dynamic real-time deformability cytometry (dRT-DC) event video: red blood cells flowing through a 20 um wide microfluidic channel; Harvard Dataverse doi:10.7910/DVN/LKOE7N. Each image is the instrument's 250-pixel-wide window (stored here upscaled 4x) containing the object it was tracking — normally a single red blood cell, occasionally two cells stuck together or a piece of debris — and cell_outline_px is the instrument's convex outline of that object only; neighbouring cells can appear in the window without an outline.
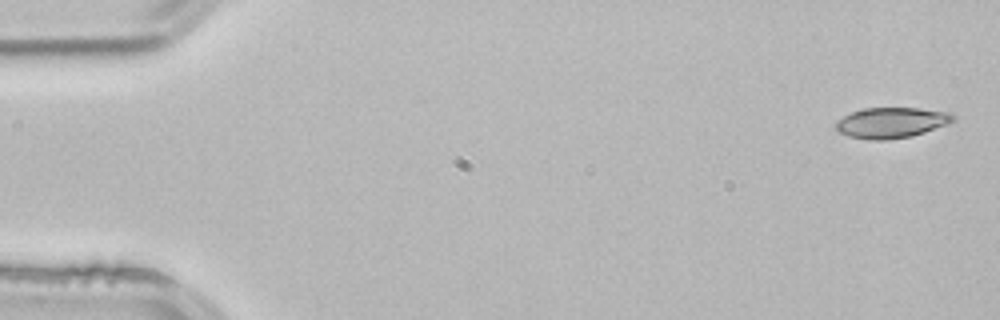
{"species": "common noctule bat (a hibernating species)", "species_latin": "Nyctalus noctula", "temperature_condition": "room temperature", "stored_images_in_passage": 3, "camera_frame_rate_fps": 3000, "um_per_image_px": 0.085, "animal": {"sex": "male", "body_mass_g": 21.5, "forearm_length_mm": 52.0}, "frame": {"image": 1, "passage_image": 1, "time_ms": 0.0, "image_size_px": [1000, 320], "cell_outline_px": [[956, 120], [948, 124], [912, 136], [888, 140], [868, 140], [848, 136], [840, 132], [836, 128], [836, 120], [852, 112], [864, 108], [920, 108], [952, 112], [956, 116]], "centroid_in_image_um": [75.81, 10.42], "position_along_channel_um": 9.2, "area_um2": 21.1}}
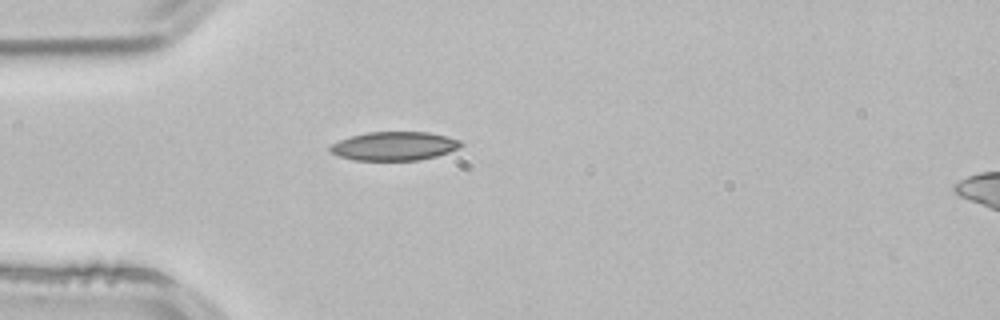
{"frame": {"image": 2, "passage_image": 3, "time_ms": 0.667, "image_size_px": [1000, 320], "cell_outline_px": [[464, 144], [460, 148], [436, 156], [420, 160], [356, 160], [340, 156], [332, 152], [328, 148], [332, 144], [340, 140], [352, 136], [368, 132], [428, 132], [448, 136], [460, 140]], "centroid_in_image_um": [33.57, 12.41], "position_along_channel_um": 51.4, "area_um2": 21.79}}